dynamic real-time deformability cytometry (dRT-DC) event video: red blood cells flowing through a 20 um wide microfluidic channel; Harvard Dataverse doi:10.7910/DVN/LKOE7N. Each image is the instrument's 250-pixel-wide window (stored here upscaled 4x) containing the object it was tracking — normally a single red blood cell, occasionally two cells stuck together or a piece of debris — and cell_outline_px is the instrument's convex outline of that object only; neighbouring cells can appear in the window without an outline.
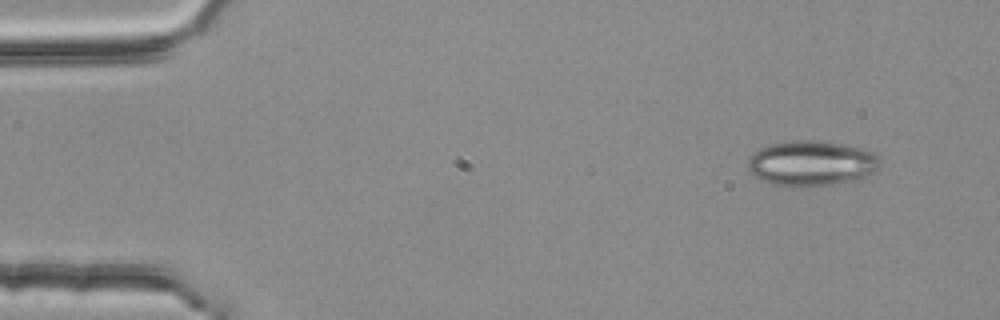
{"species": "common noctule bat (a hibernating species)", "species_latin": "Nyctalus noctula", "temperature_condition": "room temperature", "stored_images_in_passage": 3, "camera_frame_rate_fps": 3000, "um_per_image_px": 0.085, "animal": {"sex": "female", "body_mass_g": 25.1}, "frame": {"image": 1, "passage_image": 1, "time_ms": 0.0, "image_size_px": [1000, 320], "cell_outline_px": [[880, 164], [872, 172], [856, 180], [832, 184], [768, 184], [752, 176], [748, 172], [748, 160], [760, 148], [772, 144], [796, 140], [812, 140], [840, 144], [872, 152], [880, 160]], "centroid_in_image_um": [68.92, 13.87], "position_along_channel_um": 16.1, "area_um2": 33.76}}